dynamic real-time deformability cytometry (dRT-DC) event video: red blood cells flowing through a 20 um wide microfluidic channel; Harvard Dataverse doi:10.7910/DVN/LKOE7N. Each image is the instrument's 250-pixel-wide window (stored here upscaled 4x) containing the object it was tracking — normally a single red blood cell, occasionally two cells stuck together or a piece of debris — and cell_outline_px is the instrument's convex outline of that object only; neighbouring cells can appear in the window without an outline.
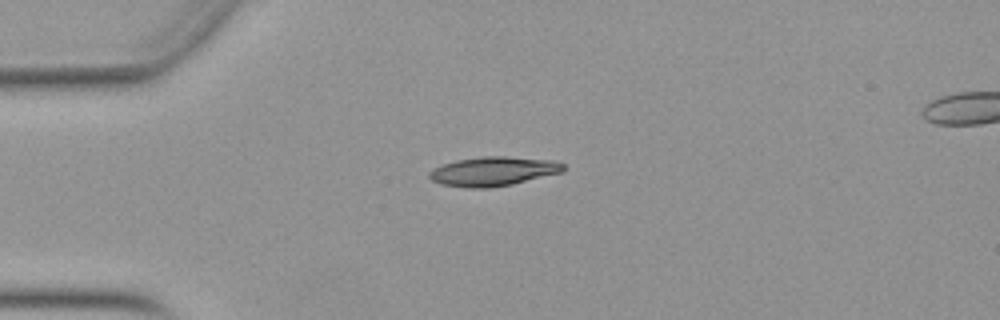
{"species": "Egyptian fruit bat (a non-hibernating species)", "species_latin": "Rousettus aegyptiacus", "temperature_condition": "warm", "stored_images_in_passage": 29, "camera_frame_rate_fps": 3000, "um_per_image_px": 0.085, "animal": {"sex": "female"}, "frame": {"image": 1, "passage_image": 3, "time_ms": 0.667, "image_size_px": [1000, 320], "cell_outline_px": [[564, 172], [512, 184], [488, 188], [468, 188], [440, 184], [432, 180], [428, 176], [428, 172], [432, 168], [456, 160], [484, 156], [504, 156], [556, 160], [564, 164]], "centroid_in_image_um": [41.93, 14.56], "position_along_channel_um": 43.1, "area_um2": 23.0}}
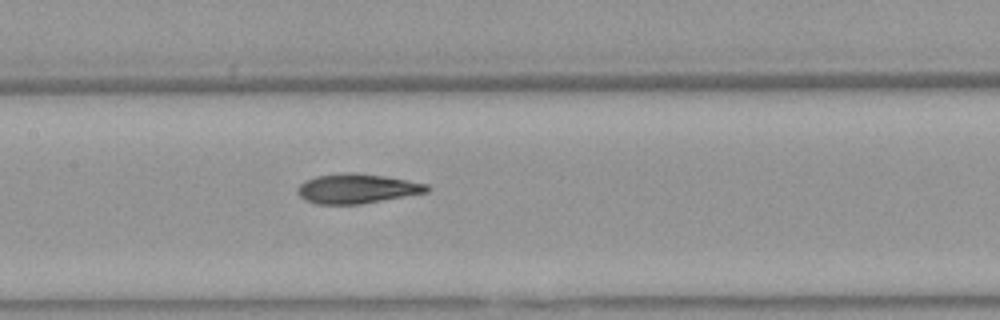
{"frame": {"image": 2, "passage_image": 15, "time_ms": 4.667, "image_size_px": [1000, 320], "cell_outline_px": [[428, 192], [360, 204], [316, 204], [304, 200], [296, 192], [296, 188], [304, 180], [316, 176], [348, 172], [384, 176], [428, 184]], "centroid_in_image_um": [30.28, 16.03], "position_along_channel_um": 177.1, "area_um2": 22.2}}
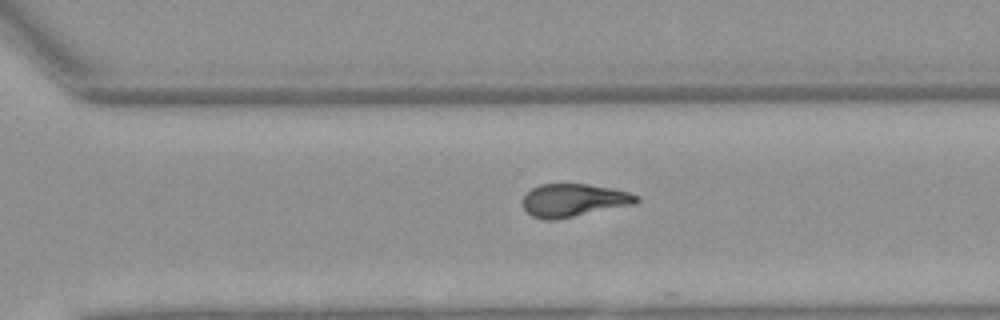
{"frame": {"image": 3, "passage_image": 26, "time_ms": 8.333, "image_size_px": [1000, 320], "cell_outline_px": [[640, 200], [636, 204], [556, 220], [544, 220], [532, 216], [524, 208], [524, 196], [532, 188], [540, 184], [588, 184], [612, 188], [628, 192], [640, 196]], "centroid_in_image_um": [48.8, 17.03], "position_along_channel_um": 321.8, "area_um2": 21.91}}